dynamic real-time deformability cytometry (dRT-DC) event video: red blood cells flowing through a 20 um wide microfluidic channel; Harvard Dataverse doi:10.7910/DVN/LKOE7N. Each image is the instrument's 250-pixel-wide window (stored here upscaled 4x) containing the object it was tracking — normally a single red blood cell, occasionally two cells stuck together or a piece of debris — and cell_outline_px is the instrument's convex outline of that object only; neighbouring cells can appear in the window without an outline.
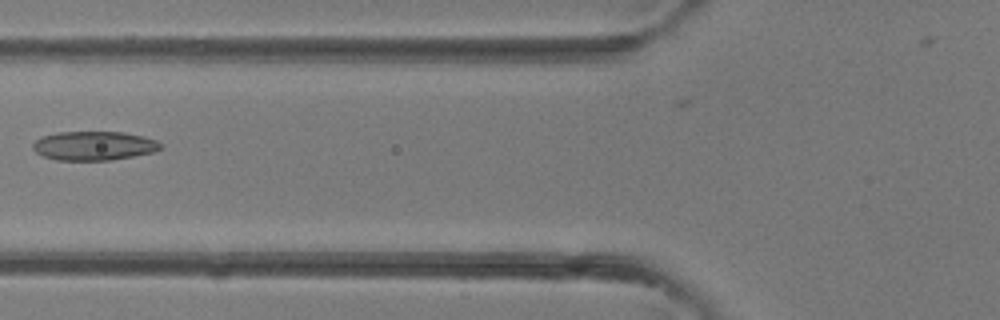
{"species": "common noctule bat (a hibernating species)", "species_latin": "Nyctalus noctula", "temperature_condition": "room temperature", "stored_images_in_passage": 36, "camera_frame_rate_fps": 3000, "um_per_image_px": 0.085, "animal": {"sex": "female"}, "frame": {"image": 1, "passage_image": 16, "time_ms": 5.0, "image_size_px": [1000, 320], "cell_outline_px": [[164, 148], [152, 152], [112, 160], [56, 160], [44, 156], [36, 152], [32, 148], [32, 144], [40, 136], [56, 132], [124, 132], [144, 136], [156, 140], [164, 144]], "centroid_in_image_um": [8.0, 12.38], "position_along_channel_um": 117.8, "area_um2": 21.79}}
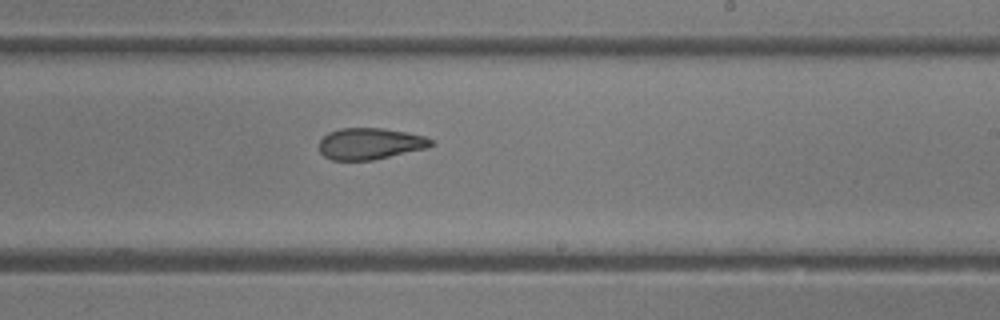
{"frame": {"image": 2, "passage_image": 24, "time_ms": 7.667, "image_size_px": [1000, 320], "cell_outline_px": [[436, 144], [428, 148], [372, 160], [332, 160], [324, 156], [320, 152], [320, 140], [328, 132], [340, 128], [384, 128], [408, 132], [424, 136], [432, 140]], "centroid_in_image_um": [31.48, 12.21], "position_along_channel_um": 257.5, "area_um2": 20.63}}
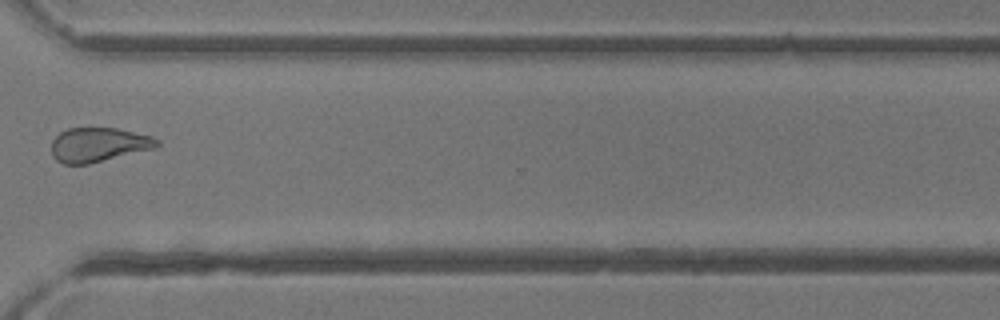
{"frame": {"image": 3, "passage_image": 30, "time_ms": 9.667, "image_size_px": [1000, 320], "cell_outline_px": [[160, 144], [156, 148], [88, 164], [64, 164], [56, 160], [52, 156], [52, 140], [60, 132], [68, 128], [116, 128], [152, 136], [160, 140]], "centroid_in_image_um": [8.38, 12.3], "position_along_channel_um": 362.2, "area_um2": 21.15}}